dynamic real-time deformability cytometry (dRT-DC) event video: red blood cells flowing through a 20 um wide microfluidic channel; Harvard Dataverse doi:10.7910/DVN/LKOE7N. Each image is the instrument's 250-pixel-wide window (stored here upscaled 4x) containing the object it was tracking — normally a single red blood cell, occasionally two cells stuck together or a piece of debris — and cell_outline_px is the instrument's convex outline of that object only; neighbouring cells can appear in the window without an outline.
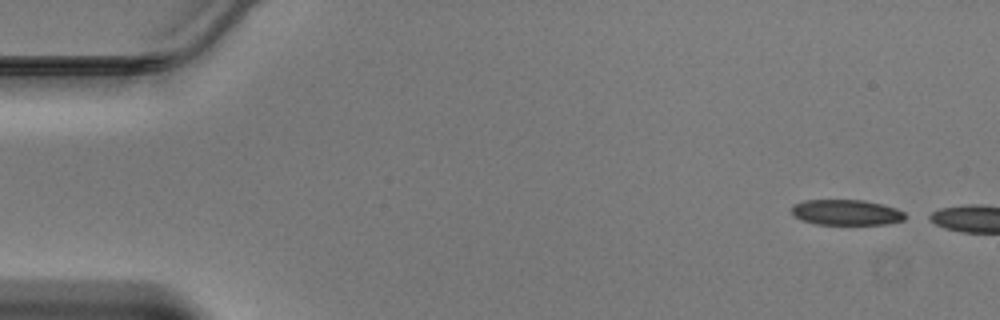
{"species": "Egyptian fruit bat (a non-hibernating species)", "species_latin": "Rousettus aegyptiacus", "temperature_condition": "warm", "stored_images_in_passage": 12, "camera_frame_rate_fps": 3000, "um_per_image_px": 0.085, "animal": {"sex": "male"}, "frame": {"image": 1, "passage_image": 1, "time_ms": 0.0, "image_size_px": [1000, 320], "cell_outline_px": [[904, 220], [888, 224], [816, 224], [800, 220], [792, 216], [792, 204], [804, 200], [864, 200], [896, 208], [904, 212]], "centroid_in_image_um": [71.88, 18.05], "position_along_channel_um": 13.1, "area_um2": 16.94}}
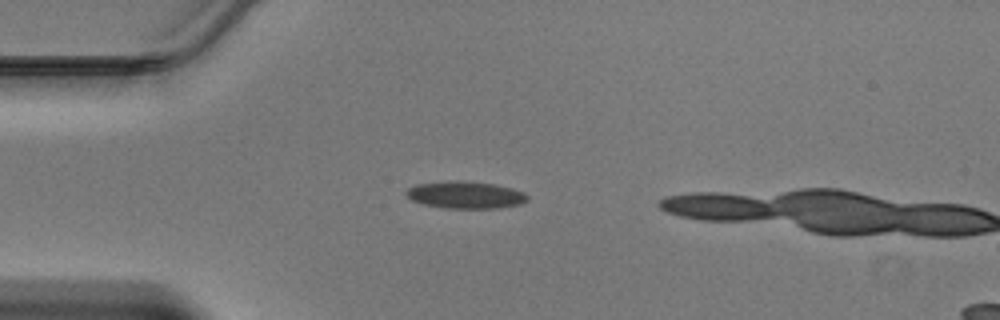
{"frame": {"image": 2, "passage_image": 10, "time_ms": 3.0, "image_size_px": [1000, 320], "cell_outline_px": [[528, 200], [520, 204], [496, 208], [444, 208], [424, 204], [412, 200], [404, 192], [408, 188], [416, 184], [452, 180], [456, 180], [492, 184], [512, 188], [524, 192], [528, 196]], "centroid_in_image_um": [39.55, 16.56], "position_along_channel_um": 45.4, "area_um2": 19.07}}